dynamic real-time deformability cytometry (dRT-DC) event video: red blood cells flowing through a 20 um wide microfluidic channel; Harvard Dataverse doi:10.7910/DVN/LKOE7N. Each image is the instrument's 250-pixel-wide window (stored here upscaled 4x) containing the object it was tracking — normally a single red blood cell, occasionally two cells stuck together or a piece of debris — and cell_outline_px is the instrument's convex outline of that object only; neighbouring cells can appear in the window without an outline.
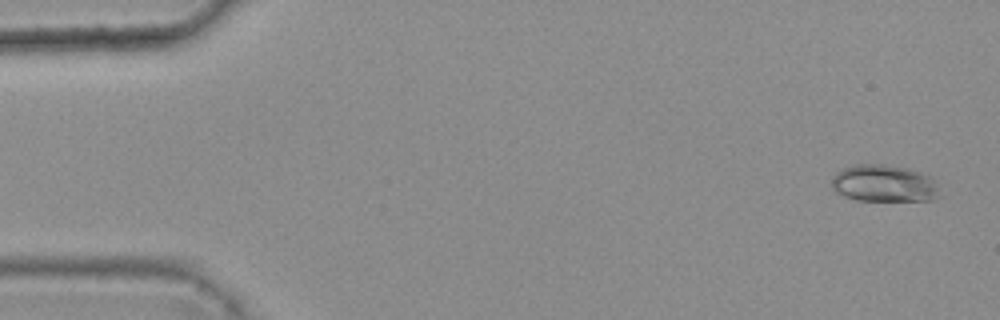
{"species": "common noctule bat (a hibernating species)", "species_latin": "Nyctalus noctula", "temperature_condition": "warm", "stored_images_in_passage": 5, "camera_frame_rate_fps": 3000, "um_per_image_px": 0.085, "animal": {"sex": "female", "body_mass_g": 25.1}, "frame": {"image": 1, "passage_image": 1, "time_ms": 0.0, "image_size_px": [1000, 320], "cell_outline_px": [[944, 196], [936, 200], [856, 200], [844, 196], [836, 192], [832, 188], [832, 176], [836, 172], [844, 168], [856, 164], [884, 164], [908, 168], [932, 176]], "centroid_in_image_um": [75.21, 15.59], "position_along_channel_um": 9.8, "area_um2": 23.76}}
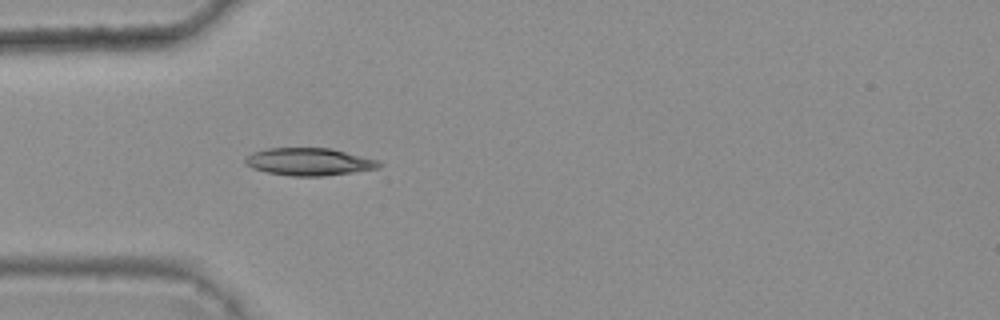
{"frame": {"image": 2, "passage_image": 5, "time_ms": 1.333, "image_size_px": [1000, 320], "cell_outline_px": [[384, 164], [376, 168], [352, 172], [324, 176], [292, 176], [268, 172], [252, 168], [244, 164], [244, 160], [252, 152], [268, 148], [332, 148], [380, 160]], "centroid_in_image_um": [26.29, 13.74], "position_along_channel_um": 58.7, "area_um2": 21.5}}